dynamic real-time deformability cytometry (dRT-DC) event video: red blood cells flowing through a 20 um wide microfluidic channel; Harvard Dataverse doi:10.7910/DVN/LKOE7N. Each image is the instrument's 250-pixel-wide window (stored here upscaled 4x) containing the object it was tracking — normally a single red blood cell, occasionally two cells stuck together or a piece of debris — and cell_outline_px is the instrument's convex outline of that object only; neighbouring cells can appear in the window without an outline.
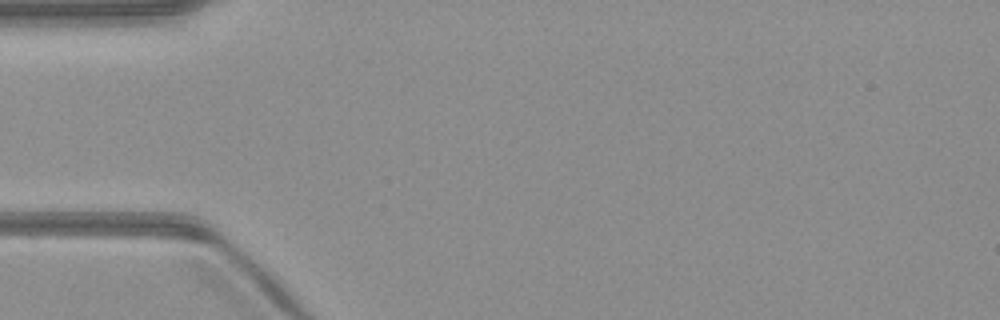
{"species": "common noctule bat (a hibernating species)", "species_latin": "Nyctalus noctula", "temperature_condition": "warm", "stored_images_in_passage": 1, "camera_frame_rate_fps": 3000, "um_per_image_px": 0.085, "animal": {"sex": "male", "body_mass_g": 23.1, "forearm_length_mm": 52.7}, "frame": {"image": 1, "passage_image": 1, "time_ms": 0.0, "image_size_px": [1000, 320], "cell_outline_px": [[200, 228], [192, 228], [76, 220], [32, 216], [20, 212], [164, 212], [180, 216]], "centroid_in_image_um": [10.36, 18.53], "position_along_channel_um": 74.6, "area_um2": 11.39}}